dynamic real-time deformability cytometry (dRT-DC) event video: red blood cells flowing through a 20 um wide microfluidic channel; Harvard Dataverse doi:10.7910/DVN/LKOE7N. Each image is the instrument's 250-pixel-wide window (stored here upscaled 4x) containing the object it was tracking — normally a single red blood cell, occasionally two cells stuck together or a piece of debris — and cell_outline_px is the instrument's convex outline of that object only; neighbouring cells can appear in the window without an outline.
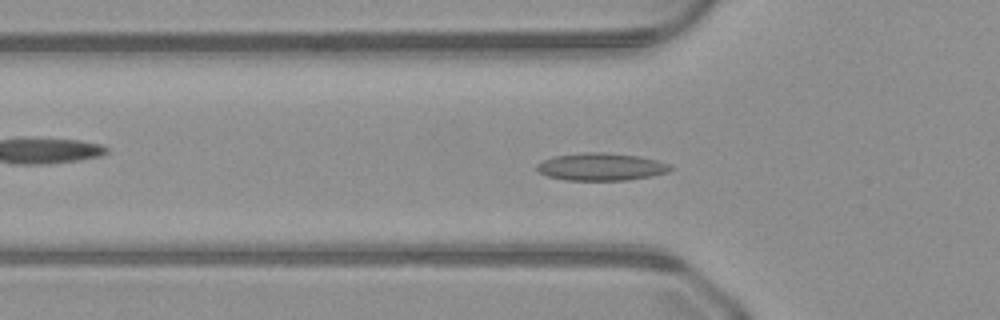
{"species": "common noctule bat (a hibernating species)", "species_latin": "Nyctalus noctula", "temperature_condition": "warm", "stored_images_in_passage": 45, "camera_frame_rate_fps": 3000, "um_per_image_px": 0.085, "animal": {"sex": "male", "body_mass_g": 23.1, "forearm_length_mm": 52.7}, "frame": {"image": 1, "passage_image": 10, "time_ms": 3.0, "image_size_px": [1000, 320], "cell_outline_px": [[676, 168], [668, 172], [652, 176], [628, 180], [564, 180], [548, 176], [540, 172], [536, 168], [536, 164], [544, 160], [556, 156], [584, 152], [604, 152], [640, 156], [672, 164]], "centroid_in_image_um": [51.16, 14.18], "position_along_channel_um": 74.6, "area_um2": 21.56}}
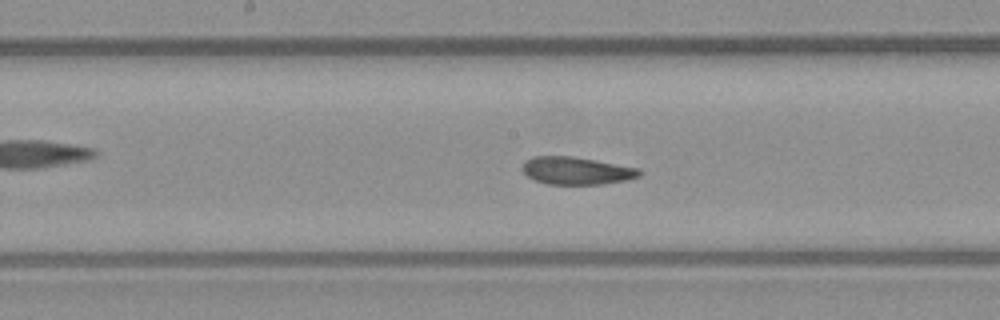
{"frame": {"image": 2, "passage_image": 19, "time_ms": 6.0, "image_size_px": [1000, 320], "cell_outline_px": [[640, 176], [624, 180], [600, 184], [548, 184], [536, 180], [528, 176], [520, 168], [524, 160], [532, 156], [572, 156], [640, 168]], "centroid_in_image_um": [48.95, 14.49], "position_along_channel_um": 199.2, "area_um2": 18.73}}
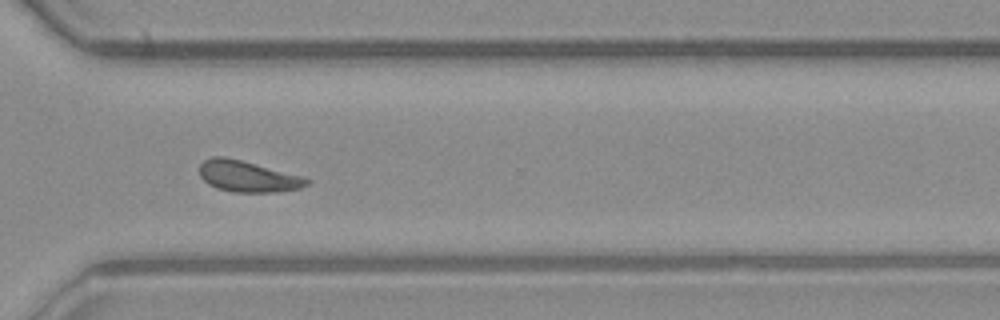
{"frame": {"image": 3, "passage_image": 30, "time_ms": 9.667, "image_size_px": [1000, 320], "cell_outline_px": [[312, 180], [308, 184], [300, 188], [276, 192], [232, 192], [216, 188], [208, 184], [200, 176], [200, 164], [204, 160], [212, 156], [224, 156], [240, 160], [300, 176]], "centroid_in_image_um": [21.02, 15.0], "position_along_channel_um": 349.6, "area_um2": 19.25}}